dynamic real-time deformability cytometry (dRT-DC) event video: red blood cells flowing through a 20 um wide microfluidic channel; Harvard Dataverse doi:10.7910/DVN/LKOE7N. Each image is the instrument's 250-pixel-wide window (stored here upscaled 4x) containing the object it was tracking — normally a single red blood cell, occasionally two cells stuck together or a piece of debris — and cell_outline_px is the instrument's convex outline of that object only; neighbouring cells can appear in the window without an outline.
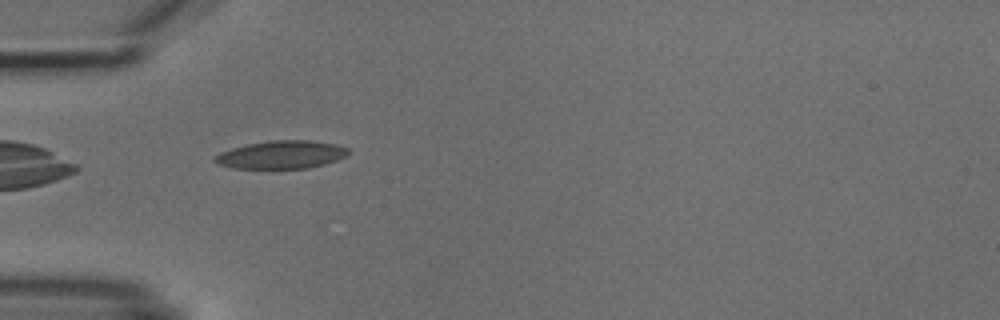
{"species": "common noctule bat (a hibernating species)", "species_latin": "Nyctalus noctula", "temperature_condition": "cold", "stored_images_in_passage": 5, "camera_frame_rate_fps": 3000, "um_per_image_px": 0.085, "animal": {"sex": "male", "body_mass_g": 18.8}, "frame": {"image": 1, "passage_image": 4, "time_ms": 4.333, "image_size_px": [1000, 320], "cell_outline_px": [[352, 152], [348, 156], [324, 164], [308, 168], [232, 168], [220, 164], [212, 160], [220, 152], [232, 148], [248, 144], [268, 140], [308, 140], [336, 144], [348, 148]], "centroid_in_image_um": [23.96, 13.14], "position_along_channel_um": 61.0, "area_um2": 21.79}}
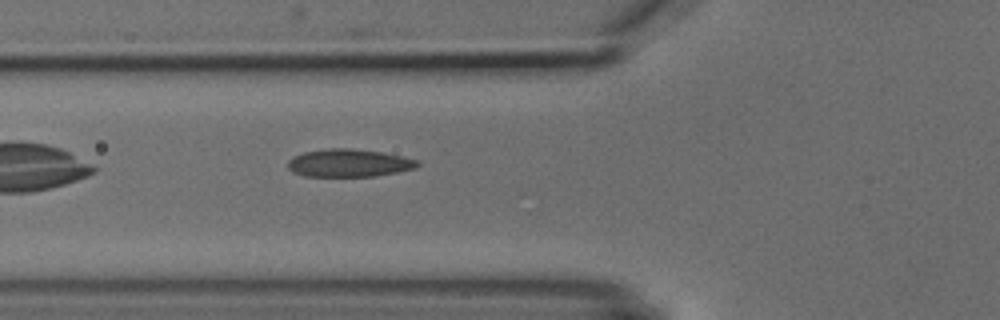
{"frame": {"image": 2, "passage_image": 5, "time_ms": 5.333, "image_size_px": [1000, 320], "cell_outline_px": [[420, 164], [416, 168], [400, 172], [376, 176], [304, 176], [292, 172], [288, 168], [288, 160], [292, 156], [304, 152], [328, 148], [352, 148], [380, 152], [420, 160]], "centroid_in_image_um": [29.66, 13.86], "position_along_channel_um": 96.1, "area_um2": 21.15}}